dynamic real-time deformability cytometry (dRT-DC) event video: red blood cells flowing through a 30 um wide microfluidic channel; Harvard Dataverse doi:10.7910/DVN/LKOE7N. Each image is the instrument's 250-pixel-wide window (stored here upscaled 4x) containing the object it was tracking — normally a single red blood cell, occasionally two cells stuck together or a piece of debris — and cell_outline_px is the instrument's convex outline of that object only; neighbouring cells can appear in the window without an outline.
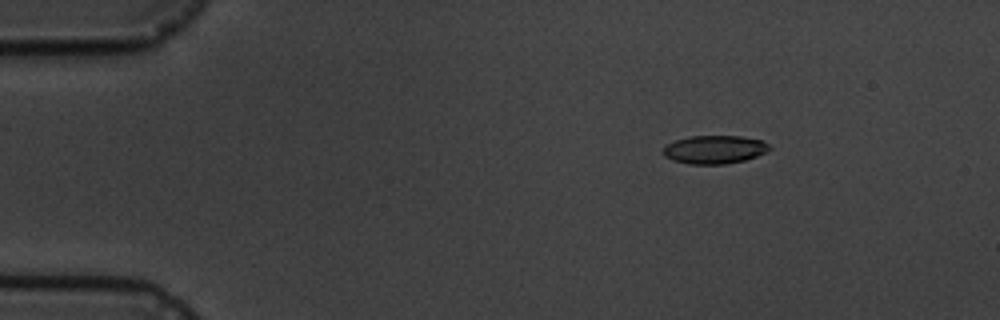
{"species": "common noctule bat (a hibernating species)", "species_latin": "Nyctalus noctula", "temperature_condition": "cold", "stored_images_in_passage": 6, "camera_frame_rate_fps": 3000, "um_per_image_px": 0.085, "animal": {"sex": "male", "body_mass_g": 19.5, "forearm_length_mm": 54.6}, "frame": {"image": 1, "passage_image": 3, "time_ms": 2.333, "image_size_px": [1000, 320], "cell_outline_px": [[772, 148], [756, 156], [744, 160], [724, 164], [688, 164], [672, 160], [664, 156], [660, 152], [668, 144], [676, 140], [692, 136], [740, 136], [760, 140], [768, 144]], "centroid_in_image_um": [60.69, 12.71], "position_along_channel_um": 24.3, "area_um2": 17.4}}
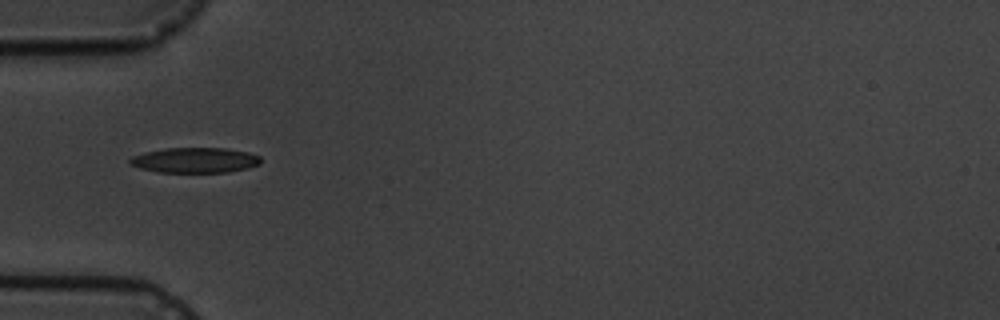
{"frame": {"image": 2, "passage_image": 6, "time_ms": 5.667, "image_size_px": [1000, 320], "cell_outline_px": [[260, 164], [248, 168], [228, 172], [156, 172], [140, 168], [128, 164], [128, 160], [132, 156], [164, 148], [224, 148], [248, 152], [260, 156]], "centroid_in_image_um": [16.56, 13.62], "position_along_channel_um": 68.4, "area_um2": 19.25}}